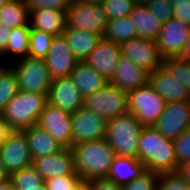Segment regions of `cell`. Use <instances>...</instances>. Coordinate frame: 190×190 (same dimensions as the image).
<instances>
[{"mask_svg":"<svg viewBox=\"0 0 190 190\" xmlns=\"http://www.w3.org/2000/svg\"><path fill=\"white\" fill-rule=\"evenodd\" d=\"M138 159L147 170L163 174L178 169L175 146L172 139L164 137L152 127H143L138 139Z\"/></svg>","mask_w":190,"mask_h":190,"instance_id":"1","label":"cell"},{"mask_svg":"<svg viewBox=\"0 0 190 190\" xmlns=\"http://www.w3.org/2000/svg\"><path fill=\"white\" fill-rule=\"evenodd\" d=\"M71 149L75 172L83 181L107 177L116 155L105 138L79 143Z\"/></svg>","mask_w":190,"mask_h":190,"instance_id":"2","label":"cell"},{"mask_svg":"<svg viewBox=\"0 0 190 190\" xmlns=\"http://www.w3.org/2000/svg\"><path fill=\"white\" fill-rule=\"evenodd\" d=\"M47 95L19 90L1 112L9 129L22 131L37 124L40 113L48 103Z\"/></svg>","mask_w":190,"mask_h":190,"instance_id":"3","label":"cell"},{"mask_svg":"<svg viewBox=\"0 0 190 190\" xmlns=\"http://www.w3.org/2000/svg\"><path fill=\"white\" fill-rule=\"evenodd\" d=\"M144 126L130 113L107 121L105 139L116 156L138 158V139Z\"/></svg>","mask_w":190,"mask_h":190,"instance_id":"4","label":"cell"},{"mask_svg":"<svg viewBox=\"0 0 190 190\" xmlns=\"http://www.w3.org/2000/svg\"><path fill=\"white\" fill-rule=\"evenodd\" d=\"M128 112L144 127H152L162 115L166 101L149 82L127 93Z\"/></svg>","mask_w":190,"mask_h":190,"instance_id":"5","label":"cell"},{"mask_svg":"<svg viewBox=\"0 0 190 190\" xmlns=\"http://www.w3.org/2000/svg\"><path fill=\"white\" fill-rule=\"evenodd\" d=\"M10 66L17 74L20 91L48 94L53 79L45 59L25 57Z\"/></svg>","mask_w":190,"mask_h":190,"instance_id":"6","label":"cell"},{"mask_svg":"<svg viewBox=\"0 0 190 190\" xmlns=\"http://www.w3.org/2000/svg\"><path fill=\"white\" fill-rule=\"evenodd\" d=\"M127 92L108 83L104 88L84 98V107L106 121L128 112Z\"/></svg>","mask_w":190,"mask_h":190,"instance_id":"7","label":"cell"},{"mask_svg":"<svg viewBox=\"0 0 190 190\" xmlns=\"http://www.w3.org/2000/svg\"><path fill=\"white\" fill-rule=\"evenodd\" d=\"M67 26L88 30L100 35L105 34L109 18L101 3L75 2L66 11Z\"/></svg>","mask_w":190,"mask_h":190,"instance_id":"8","label":"cell"},{"mask_svg":"<svg viewBox=\"0 0 190 190\" xmlns=\"http://www.w3.org/2000/svg\"><path fill=\"white\" fill-rule=\"evenodd\" d=\"M0 158L9 175L32 165V156L23 131L11 130L8 133L0 145Z\"/></svg>","mask_w":190,"mask_h":190,"instance_id":"9","label":"cell"},{"mask_svg":"<svg viewBox=\"0 0 190 190\" xmlns=\"http://www.w3.org/2000/svg\"><path fill=\"white\" fill-rule=\"evenodd\" d=\"M107 121L84 106L71 113L72 146L104 139Z\"/></svg>","mask_w":190,"mask_h":190,"instance_id":"10","label":"cell"},{"mask_svg":"<svg viewBox=\"0 0 190 190\" xmlns=\"http://www.w3.org/2000/svg\"><path fill=\"white\" fill-rule=\"evenodd\" d=\"M120 47L122 55L149 74L163 66L164 58L160 55L155 40L136 37L121 43Z\"/></svg>","mask_w":190,"mask_h":190,"instance_id":"11","label":"cell"},{"mask_svg":"<svg viewBox=\"0 0 190 190\" xmlns=\"http://www.w3.org/2000/svg\"><path fill=\"white\" fill-rule=\"evenodd\" d=\"M153 127L164 137L176 139L190 127V101L167 102Z\"/></svg>","mask_w":190,"mask_h":190,"instance_id":"12","label":"cell"},{"mask_svg":"<svg viewBox=\"0 0 190 190\" xmlns=\"http://www.w3.org/2000/svg\"><path fill=\"white\" fill-rule=\"evenodd\" d=\"M37 124L65 148L72 147L71 113L47 103Z\"/></svg>","mask_w":190,"mask_h":190,"instance_id":"13","label":"cell"},{"mask_svg":"<svg viewBox=\"0 0 190 190\" xmlns=\"http://www.w3.org/2000/svg\"><path fill=\"white\" fill-rule=\"evenodd\" d=\"M189 34L190 26L175 17H171L162 24V28L155 40L160 55L163 58L179 56Z\"/></svg>","mask_w":190,"mask_h":190,"instance_id":"14","label":"cell"},{"mask_svg":"<svg viewBox=\"0 0 190 190\" xmlns=\"http://www.w3.org/2000/svg\"><path fill=\"white\" fill-rule=\"evenodd\" d=\"M45 61L52 79L70 76L79 62L63 34L54 36Z\"/></svg>","mask_w":190,"mask_h":190,"instance_id":"15","label":"cell"},{"mask_svg":"<svg viewBox=\"0 0 190 190\" xmlns=\"http://www.w3.org/2000/svg\"><path fill=\"white\" fill-rule=\"evenodd\" d=\"M48 103L69 113H74L84 106V97L70 76L52 80Z\"/></svg>","mask_w":190,"mask_h":190,"instance_id":"16","label":"cell"},{"mask_svg":"<svg viewBox=\"0 0 190 190\" xmlns=\"http://www.w3.org/2000/svg\"><path fill=\"white\" fill-rule=\"evenodd\" d=\"M121 55L120 44L102 38L84 62L94 68L109 82L115 73Z\"/></svg>","mask_w":190,"mask_h":190,"instance_id":"17","label":"cell"},{"mask_svg":"<svg viewBox=\"0 0 190 190\" xmlns=\"http://www.w3.org/2000/svg\"><path fill=\"white\" fill-rule=\"evenodd\" d=\"M32 166L43 181L60 175H78L75 172L74 155L71 148L32 160Z\"/></svg>","mask_w":190,"mask_h":190,"instance_id":"18","label":"cell"},{"mask_svg":"<svg viewBox=\"0 0 190 190\" xmlns=\"http://www.w3.org/2000/svg\"><path fill=\"white\" fill-rule=\"evenodd\" d=\"M148 82L166 102L190 101L187 87L164 66L150 73Z\"/></svg>","mask_w":190,"mask_h":190,"instance_id":"19","label":"cell"},{"mask_svg":"<svg viewBox=\"0 0 190 190\" xmlns=\"http://www.w3.org/2000/svg\"><path fill=\"white\" fill-rule=\"evenodd\" d=\"M148 81V72L137 66L129 58L121 55L115 73L109 83L128 93L138 87L146 85Z\"/></svg>","mask_w":190,"mask_h":190,"instance_id":"20","label":"cell"},{"mask_svg":"<svg viewBox=\"0 0 190 190\" xmlns=\"http://www.w3.org/2000/svg\"><path fill=\"white\" fill-rule=\"evenodd\" d=\"M28 141L32 160L62 151L65 147L38 124L22 130Z\"/></svg>","mask_w":190,"mask_h":190,"instance_id":"21","label":"cell"},{"mask_svg":"<svg viewBox=\"0 0 190 190\" xmlns=\"http://www.w3.org/2000/svg\"><path fill=\"white\" fill-rule=\"evenodd\" d=\"M29 25L52 36L62 35L67 25L66 11L42 9L29 12Z\"/></svg>","mask_w":190,"mask_h":190,"instance_id":"22","label":"cell"},{"mask_svg":"<svg viewBox=\"0 0 190 190\" xmlns=\"http://www.w3.org/2000/svg\"><path fill=\"white\" fill-rule=\"evenodd\" d=\"M146 171V165L138 158L115 156L106 178L124 186Z\"/></svg>","mask_w":190,"mask_h":190,"instance_id":"23","label":"cell"},{"mask_svg":"<svg viewBox=\"0 0 190 190\" xmlns=\"http://www.w3.org/2000/svg\"><path fill=\"white\" fill-rule=\"evenodd\" d=\"M70 77L84 98L104 88L109 83L100 73L84 61H79L76 64Z\"/></svg>","mask_w":190,"mask_h":190,"instance_id":"24","label":"cell"},{"mask_svg":"<svg viewBox=\"0 0 190 190\" xmlns=\"http://www.w3.org/2000/svg\"><path fill=\"white\" fill-rule=\"evenodd\" d=\"M63 35L73 54L79 61H84L102 39V37L96 33L76 29L67 25Z\"/></svg>","mask_w":190,"mask_h":190,"instance_id":"25","label":"cell"},{"mask_svg":"<svg viewBox=\"0 0 190 190\" xmlns=\"http://www.w3.org/2000/svg\"><path fill=\"white\" fill-rule=\"evenodd\" d=\"M128 16L136 27L137 38L156 40L162 24L146 5L136 4Z\"/></svg>","mask_w":190,"mask_h":190,"instance_id":"26","label":"cell"},{"mask_svg":"<svg viewBox=\"0 0 190 190\" xmlns=\"http://www.w3.org/2000/svg\"><path fill=\"white\" fill-rule=\"evenodd\" d=\"M29 24V11L25 0H9L0 8V25L11 30Z\"/></svg>","mask_w":190,"mask_h":190,"instance_id":"27","label":"cell"},{"mask_svg":"<svg viewBox=\"0 0 190 190\" xmlns=\"http://www.w3.org/2000/svg\"><path fill=\"white\" fill-rule=\"evenodd\" d=\"M29 35H30V25L14 28L10 30L8 37V44L6 50L0 56V64L4 61L2 58L8 55L13 58L17 57L16 60L28 57L29 51Z\"/></svg>","mask_w":190,"mask_h":190,"instance_id":"28","label":"cell"},{"mask_svg":"<svg viewBox=\"0 0 190 190\" xmlns=\"http://www.w3.org/2000/svg\"><path fill=\"white\" fill-rule=\"evenodd\" d=\"M103 38L121 44L136 38V27L129 16L112 18L107 22Z\"/></svg>","mask_w":190,"mask_h":190,"instance_id":"29","label":"cell"},{"mask_svg":"<svg viewBox=\"0 0 190 190\" xmlns=\"http://www.w3.org/2000/svg\"><path fill=\"white\" fill-rule=\"evenodd\" d=\"M19 91L18 78L14 69L7 63L0 64V112Z\"/></svg>","mask_w":190,"mask_h":190,"instance_id":"30","label":"cell"},{"mask_svg":"<svg viewBox=\"0 0 190 190\" xmlns=\"http://www.w3.org/2000/svg\"><path fill=\"white\" fill-rule=\"evenodd\" d=\"M9 180L15 190L37 189L43 182L42 177L32 165L11 173Z\"/></svg>","mask_w":190,"mask_h":190,"instance_id":"31","label":"cell"},{"mask_svg":"<svg viewBox=\"0 0 190 190\" xmlns=\"http://www.w3.org/2000/svg\"><path fill=\"white\" fill-rule=\"evenodd\" d=\"M53 38L47 32L30 28L28 57L45 59Z\"/></svg>","mask_w":190,"mask_h":190,"instance_id":"32","label":"cell"},{"mask_svg":"<svg viewBox=\"0 0 190 190\" xmlns=\"http://www.w3.org/2000/svg\"><path fill=\"white\" fill-rule=\"evenodd\" d=\"M163 66L187 87L190 95V62L182 60L179 56L167 57L163 60Z\"/></svg>","mask_w":190,"mask_h":190,"instance_id":"33","label":"cell"},{"mask_svg":"<svg viewBox=\"0 0 190 190\" xmlns=\"http://www.w3.org/2000/svg\"><path fill=\"white\" fill-rule=\"evenodd\" d=\"M156 190H190V182L178 170L159 174Z\"/></svg>","mask_w":190,"mask_h":190,"instance_id":"34","label":"cell"},{"mask_svg":"<svg viewBox=\"0 0 190 190\" xmlns=\"http://www.w3.org/2000/svg\"><path fill=\"white\" fill-rule=\"evenodd\" d=\"M101 4L109 19L128 16L136 5L134 0H102Z\"/></svg>","mask_w":190,"mask_h":190,"instance_id":"35","label":"cell"},{"mask_svg":"<svg viewBox=\"0 0 190 190\" xmlns=\"http://www.w3.org/2000/svg\"><path fill=\"white\" fill-rule=\"evenodd\" d=\"M44 182L47 190H76L83 180L79 175H60Z\"/></svg>","mask_w":190,"mask_h":190,"instance_id":"36","label":"cell"},{"mask_svg":"<svg viewBox=\"0 0 190 190\" xmlns=\"http://www.w3.org/2000/svg\"><path fill=\"white\" fill-rule=\"evenodd\" d=\"M159 174L147 170L141 176L123 186V190H156Z\"/></svg>","mask_w":190,"mask_h":190,"instance_id":"37","label":"cell"},{"mask_svg":"<svg viewBox=\"0 0 190 190\" xmlns=\"http://www.w3.org/2000/svg\"><path fill=\"white\" fill-rule=\"evenodd\" d=\"M145 5L161 24L173 17V6L170 0H148Z\"/></svg>","mask_w":190,"mask_h":190,"instance_id":"38","label":"cell"},{"mask_svg":"<svg viewBox=\"0 0 190 190\" xmlns=\"http://www.w3.org/2000/svg\"><path fill=\"white\" fill-rule=\"evenodd\" d=\"M173 141L178 165L190 161V127Z\"/></svg>","mask_w":190,"mask_h":190,"instance_id":"39","label":"cell"},{"mask_svg":"<svg viewBox=\"0 0 190 190\" xmlns=\"http://www.w3.org/2000/svg\"><path fill=\"white\" fill-rule=\"evenodd\" d=\"M29 12L42 9L67 11L73 0H25Z\"/></svg>","mask_w":190,"mask_h":190,"instance_id":"40","label":"cell"},{"mask_svg":"<svg viewBox=\"0 0 190 190\" xmlns=\"http://www.w3.org/2000/svg\"><path fill=\"white\" fill-rule=\"evenodd\" d=\"M91 190H123V186H119L112 180L107 178H99L88 181Z\"/></svg>","mask_w":190,"mask_h":190,"instance_id":"41","label":"cell"},{"mask_svg":"<svg viewBox=\"0 0 190 190\" xmlns=\"http://www.w3.org/2000/svg\"><path fill=\"white\" fill-rule=\"evenodd\" d=\"M9 33H10L9 29H7L5 26H0V56L6 50Z\"/></svg>","mask_w":190,"mask_h":190,"instance_id":"42","label":"cell"},{"mask_svg":"<svg viewBox=\"0 0 190 190\" xmlns=\"http://www.w3.org/2000/svg\"><path fill=\"white\" fill-rule=\"evenodd\" d=\"M10 131L11 130L9 129L7 123L4 121L2 114L0 112V145L5 141Z\"/></svg>","mask_w":190,"mask_h":190,"instance_id":"43","label":"cell"},{"mask_svg":"<svg viewBox=\"0 0 190 190\" xmlns=\"http://www.w3.org/2000/svg\"><path fill=\"white\" fill-rule=\"evenodd\" d=\"M179 173L190 182V161H185L178 166Z\"/></svg>","mask_w":190,"mask_h":190,"instance_id":"44","label":"cell"},{"mask_svg":"<svg viewBox=\"0 0 190 190\" xmlns=\"http://www.w3.org/2000/svg\"><path fill=\"white\" fill-rule=\"evenodd\" d=\"M179 57L182 60L190 62V34H189V37L186 40V43L184 44V47H183Z\"/></svg>","mask_w":190,"mask_h":190,"instance_id":"45","label":"cell"},{"mask_svg":"<svg viewBox=\"0 0 190 190\" xmlns=\"http://www.w3.org/2000/svg\"><path fill=\"white\" fill-rule=\"evenodd\" d=\"M9 173L6 171L5 166L1 162L0 158V183L6 182L9 180Z\"/></svg>","mask_w":190,"mask_h":190,"instance_id":"46","label":"cell"},{"mask_svg":"<svg viewBox=\"0 0 190 190\" xmlns=\"http://www.w3.org/2000/svg\"><path fill=\"white\" fill-rule=\"evenodd\" d=\"M0 190H15L12 186L10 180H7L6 182L0 183Z\"/></svg>","mask_w":190,"mask_h":190,"instance_id":"47","label":"cell"},{"mask_svg":"<svg viewBox=\"0 0 190 190\" xmlns=\"http://www.w3.org/2000/svg\"><path fill=\"white\" fill-rule=\"evenodd\" d=\"M76 190H91L88 182L83 181Z\"/></svg>","mask_w":190,"mask_h":190,"instance_id":"48","label":"cell"},{"mask_svg":"<svg viewBox=\"0 0 190 190\" xmlns=\"http://www.w3.org/2000/svg\"><path fill=\"white\" fill-rule=\"evenodd\" d=\"M75 2H85V3H101L102 0H73Z\"/></svg>","mask_w":190,"mask_h":190,"instance_id":"49","label":"cell"},{"mask_svg":"<svg viewBox=\"0 0 190 190\" xmlns=\"http://www.w3.org/2000/svg\"><path fill=\"white\" fill-rule=\"evenodd\" d=\"M31 190H47V187H46V184L45 182L43 181L37 189H31Z\"/></svg>","mask_w":190,"mask_h":190,"instance_id":"50","label":"cell"},{"mask_svg":"<svg viewBox=\"0 0 190 190\" xmlns=\"http://www.w3.org/2000/svg\"><path fill=\"white\" fill-rule=\"evenodd\" d=\"M134 2H135L136 4L145 5V4L148 2V0H134Z\"/></svg>","mask_w":190,"mask_h":190,"instance_id":"51","label":"cell"},{"mask_svg":"<svg viewBox=\"0 0 190 190\" xmlns=\"http://www.w3.org/2000/svg\"><path fill=\"white\" fill-rule=\"evenodd\" d=\"M9 0H0V8L5 5Z\"/></svg>","mask_w":190,"mask_h":190,"instance_id":"52","label":"cell"}]
</instances>
